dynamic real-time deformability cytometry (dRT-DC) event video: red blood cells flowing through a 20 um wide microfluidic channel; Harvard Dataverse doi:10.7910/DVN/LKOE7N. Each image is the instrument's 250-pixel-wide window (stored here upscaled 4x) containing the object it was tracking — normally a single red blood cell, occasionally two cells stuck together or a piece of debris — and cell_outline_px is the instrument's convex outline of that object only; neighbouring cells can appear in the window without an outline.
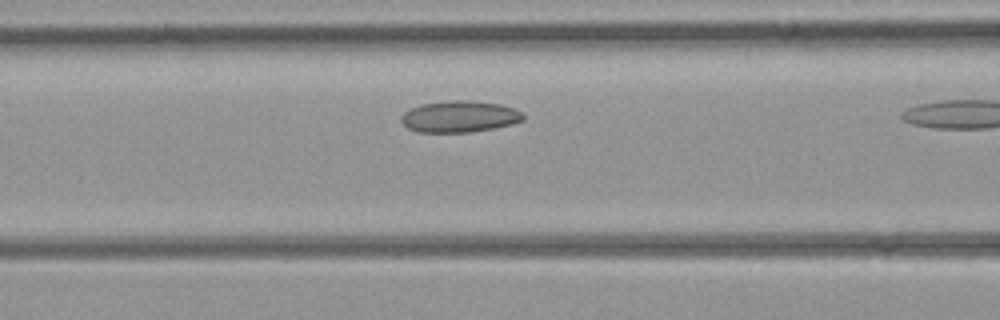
{"species": "common noctule bat (a hibernating species)", "species_latin": "Nyctalus noctula", "temperature_condition": "room temperature", "stored_images_in_passage": 10, "camera_frame_rate_fps": 3000, "um_per_image_px": 0.085, "animal": {"sex": "female", "body_mass_g": 21.9}, "frame": {"image": 1, "passage_image": 7, "time_ms": 2.0, "image_size_px": [1000, 320], "cell_outline_px": [[524, 120], [512, 124], [492, 128], [468, 132], [420, 132], [408, 128], [400, 120], [400, 116], [404, 112], [420, 104], [448, 100], [468, 100], [500, 104], [516, 108], [524, 116]], "centroid_in_image_um": [39.05, 9.89], "position_along_channel_um": 127.5, "area_um2": 22.37}}
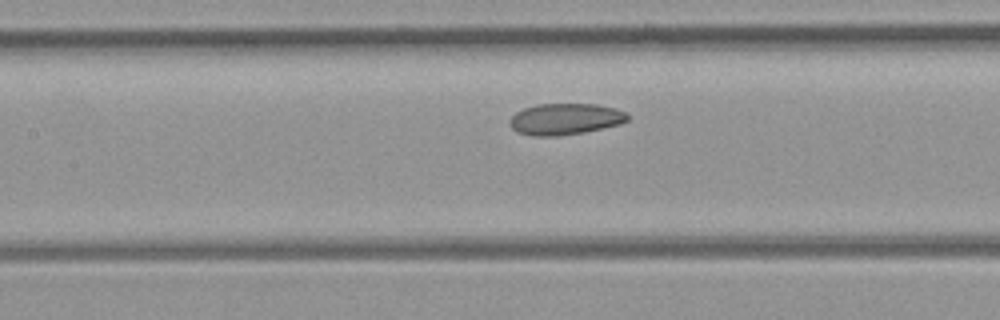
{"frame": {"image": 2, "passage_image": 9, "time_ms": 2.667, "image_size_px": [1000, 320], "cell_outline_px": [[628, 120], [620, 124], [604, 128], [584, 132], [556, 136], [532, 136], [520, 132], [512, 128], [508, 120], [516, 112], [524, 108], [536, 104], [596, 104], [616, 108], [624, 112], [628, 116]], "centroid_in_image_um": [48.04, 10.11], "position_along_channel_um": 159.4, "area_um2": 21.5}}